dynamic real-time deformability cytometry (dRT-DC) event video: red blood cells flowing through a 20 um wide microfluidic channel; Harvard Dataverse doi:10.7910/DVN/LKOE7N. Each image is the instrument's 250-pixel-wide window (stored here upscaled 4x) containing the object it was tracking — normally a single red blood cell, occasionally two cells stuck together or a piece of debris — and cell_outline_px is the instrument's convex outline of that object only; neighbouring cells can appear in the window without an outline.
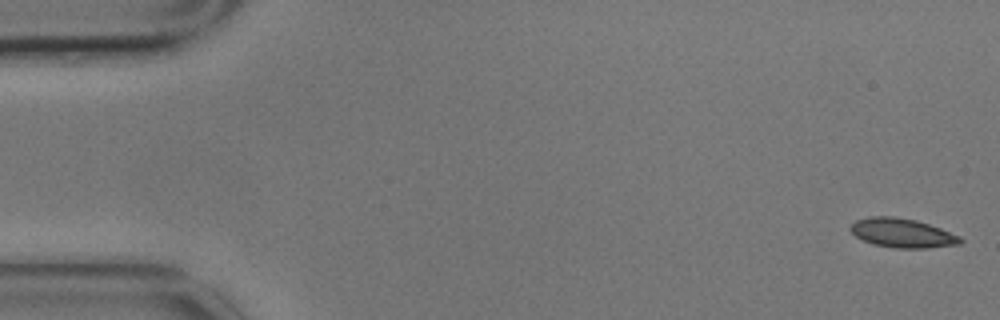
{"species": "common noctule bat (a hibernating species)", "species_latin": "Nyctalus noctula", "temperature_condition": "cold", "stored_images_in_passage": 5, "camera_frame_rate_fps": 3000, "um_per_image_px": 0.085, "animal": {"sex": "male", "body_mass_g": 17.9}, "frame": {"image": 1, "passage_image": 1, "time_ms": 0.0, "image_size_px": [1000, 320], "cell_outline_px": [[964, 240], [960, 244], [924, 248], [896, 248], [872, 244], [856, 236], [848, 228], [856, 220], [868, 216], [892, 216], [916, 220], [940, 228], [960, 236]], "centroid_in_image_um": [76.68, 19.8], "position_along_channel_um": 8.3, "area_um2": 18.61}}
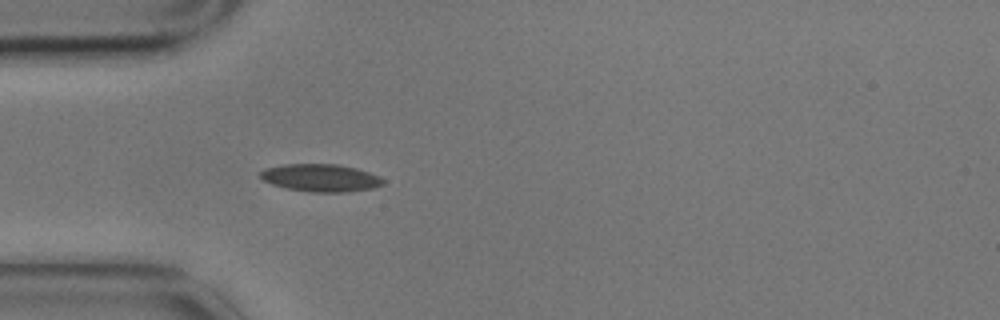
{"frame": {"image": 2, "passage_image": 5, "time_ms": 1.333, "image_size_px": [1000, 320], "cell_outline_px": [[384, 184], [372, 188], [348, 192], [308, 192], [288, 188], [272, 184], [264, 180], [260, 176], [260, 172], [264, 168], [284, 164], [336, 164], [356, 168], [380, 176], [384, 180]], "centroid_in_image_um": [27.27, 15.11], "position_along_channel_um": 57.7, "area_um2": 19.71}}